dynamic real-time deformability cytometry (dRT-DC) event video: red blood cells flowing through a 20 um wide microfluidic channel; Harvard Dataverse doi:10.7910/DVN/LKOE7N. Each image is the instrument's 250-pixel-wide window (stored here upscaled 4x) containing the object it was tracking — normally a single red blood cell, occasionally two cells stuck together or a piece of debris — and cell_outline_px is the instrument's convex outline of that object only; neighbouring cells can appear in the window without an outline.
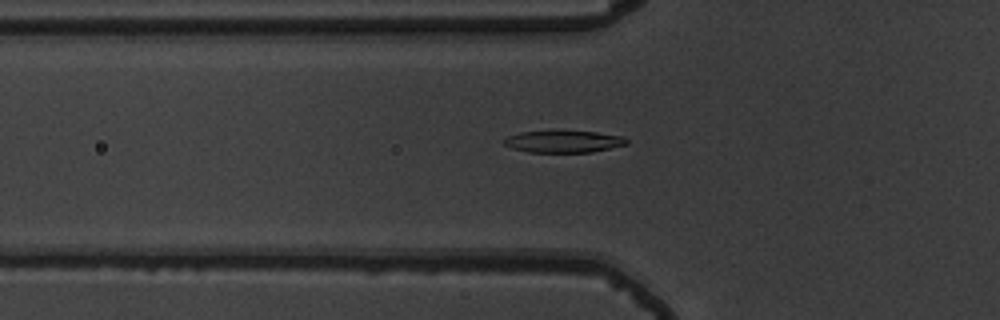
{"species": "common noctule bat (a hibernating species)", "species_latin": "Nyctalus noctula", "temperature_condition": "warm", "stored_images_in_passage": 39, "camera_frame_rate_fps": 3000, "um_per_image_px": 0.085, "animal": {"sex": "male", "body_mass_g": 19.5, "forearm_length_mm": 54.6}, "frame": {"image": 1, "passage_image": 4, "time_ms": 1.0, "image_size_px": [1000, 320], "cell_outline_px": [[628, 144], [592, 152], [528, 152], [512, 148], [504, 144], [500, 140], [508, 136], [520, 132], [596, 132], [624, 136], [628, 140]], "centroid_in_image_um": [47.9, 12.04], "position_along_channel_um": 77.9, "area_um2": 15.49}}
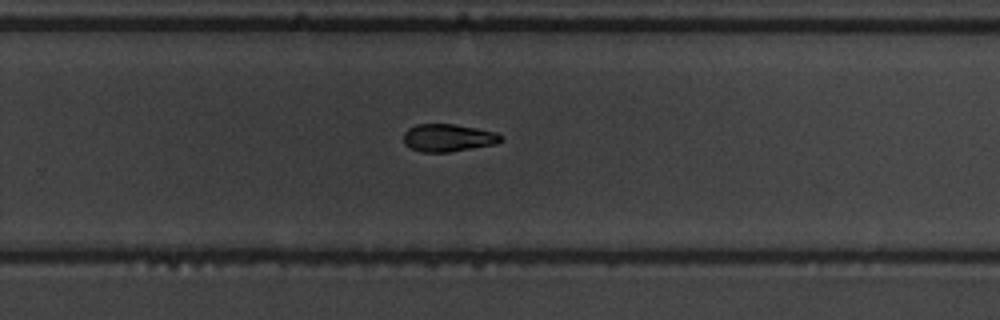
{"frame": {"image": 2, "passage_image": 21, "time_ms": 6.667, "image_size_px": [1000, 320], "cell_outline_px": [[504, 140], [496, 144], [448, 152], [420, 152], [408, 148], [404, 144], [404, 132], [408, 128], [416, 124], [452, 124], [476, 128], [496, 132], [504, 136]], "centroid_in_image_um": [38.08, 11.72], "position_along_channel_um": 291.7, "area_um2": 15.84}}
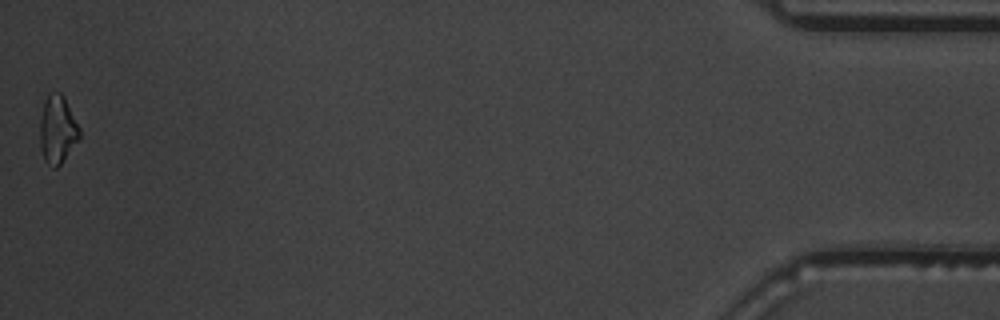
{"frame": {"image": 3, "passage_image": 39, "time_ms": 12.667, "image_size_px": [1000, 320], "cell_outline_px": [[80, 140], [60, 164], [56, 168], [52, 168], [44, 160], [40, 148], [40, 120], [44, 100], [48, 92], [60, 92], [64, 96], [80, 128]], "centroid_in_image_um": [4.89, 11.01], "position_along_channel_um": 430.3, "area_um2": 15.95}, "authors_computed_cell_mechanics": {"area_um2": 15.895, "velocity_mm_per_s": 3.7679, "shape_relaxation_time_tau1_ms": 2.5488, "shape_relaxation_time_tau2_ms": 7.491, "deformation_change_tau1": 0.1496, "deformation_change_tau2": 0.1419}}